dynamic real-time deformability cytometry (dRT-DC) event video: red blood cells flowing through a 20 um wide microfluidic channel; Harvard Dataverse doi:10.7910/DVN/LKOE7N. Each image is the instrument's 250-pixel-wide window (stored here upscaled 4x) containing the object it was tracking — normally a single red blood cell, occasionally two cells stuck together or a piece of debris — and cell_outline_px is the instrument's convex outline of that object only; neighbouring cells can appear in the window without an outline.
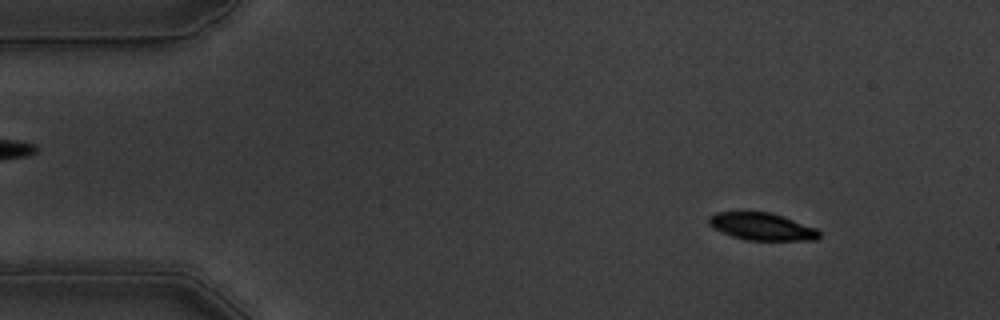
{"species": "common noctule bat (a hibernating species)", "species_latin": "Nyctalus noctula", "temperature_condition": "warm", "stored_images_in_passage": 43, "camera_frame_rate_fps": 3000, "um_per_image_px": 0.085, "animal": {"sex": "male", "body_mass_g": 19.5, "forearm_length_mm": 54.6}, "frame": {"image": 1, "passage_image": 6, "time_ms": 1.667, "image_size_px": [1000, 320], "cell_outline_px": [[820, 236], [816, 240], [748, 240], [732, 236], [712, 228], [708, 224], [708, 216], [716, 212], [768, 212], [784, 216], [816, 228], [820, 232]], "centroid_in_image_um": [64.74, 19.25], "position_along_channel_um": 20.3, "area_um2": 17.63}}
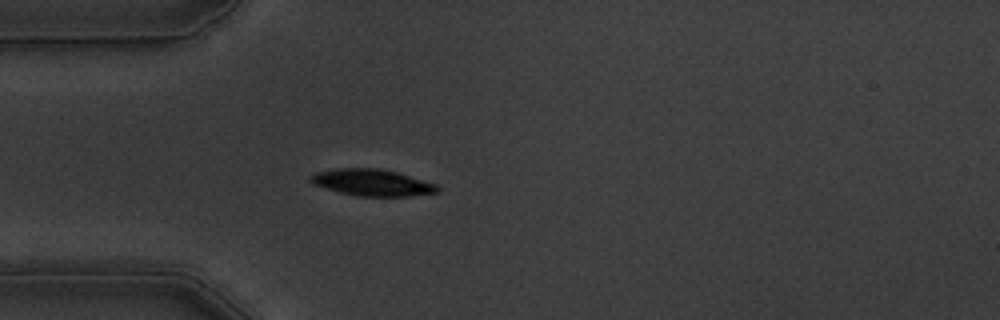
{"frame": {"image": 2, "passage_image": 15, "time_ms": 4.667, "image_size_px": [1000, 320], "cell_outline_px": [[440, 188], [436, 192], [408, 196], [360, 196], [340, 192], [312, 184], [308, 180], [308, 176], [316, 172], [336, 168], [376, 168], [396, 172], [436, 184]], "centroid_in_image_um": [31.57, 15.51], "position_along_channel_um": 53.4, "area_um2": 19.48}}
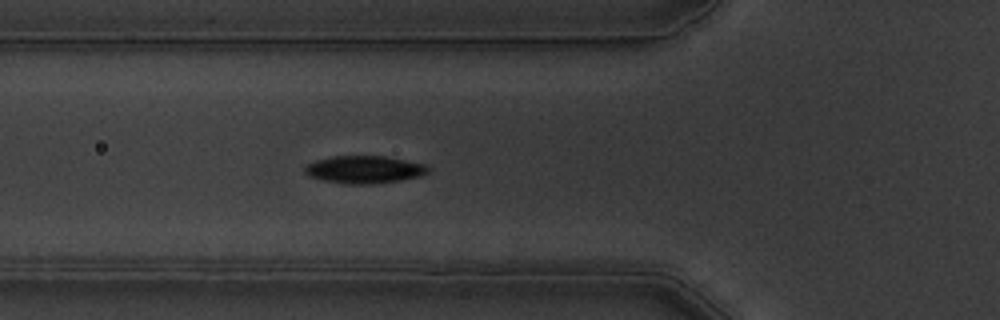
{"frame": {"image": 3, "passage_image": 19, "time_ms": 6.0, "image_size_px": [1000, 320], "cell_outline_px": [[428, 172], [420, 176], [400, 180], [372, 184], [344, 184], [324, 180], [308, 176], [304, 172], [304, 164], [316, 160], [332, 156], [384, 156], [424, 164], [428, 168]], "centroid_in_image_um": [30.9, 14.41], "position_along_channel_um": 94.9, "area_um2": 19.77}, "authors_computed_cell_mechanics": {"area_um2": 19.5364, "velocity_mm_per_s": 3.5878, "shape_relaxation_time_tau1_ms": 2.1242, "shape_relaxation_time_tau2_ms": 2.4349, "deformation_change_tau1": 0.1282, "deformation_change_tau2": 0.0439}}